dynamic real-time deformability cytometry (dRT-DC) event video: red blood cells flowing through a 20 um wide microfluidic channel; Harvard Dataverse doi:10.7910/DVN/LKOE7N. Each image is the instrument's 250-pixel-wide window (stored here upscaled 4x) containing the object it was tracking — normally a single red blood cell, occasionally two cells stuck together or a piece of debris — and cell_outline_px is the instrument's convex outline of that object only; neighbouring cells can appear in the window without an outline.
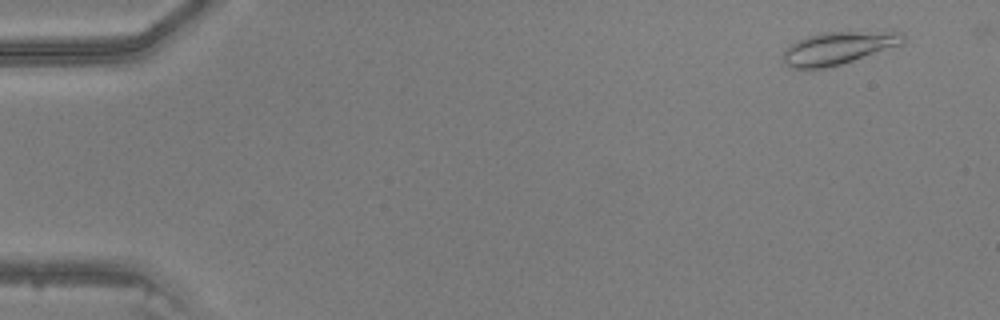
{"species": "common noctule bat (a hibernating species)", "species_latin": "Nyctalus noctula", "temperature_condition": "warm", "stored_images_in_passage": 48, "camera_frame_rate_fps": 3000, "um_per_image_px": 0.085, "animal": {"sex": "male", "body_mass_g": 20.5, "forearm_length_mm": 52.5}, "frame": {"image": 1, "passage_image": 4, "time_ms": 1.0, "image_size_px": [1000, 320], "cell_outline_px": [[908, 36], [900, 44], [828, 68], [792, 68], [784, 60], [784, 52], [796, 40], [808, 36], [824, 32], [904, 32]], "centroid_in_image_um": [71.25, 4.07], "position_along_channel_um": 13.7, "area_um2": 22.14}}
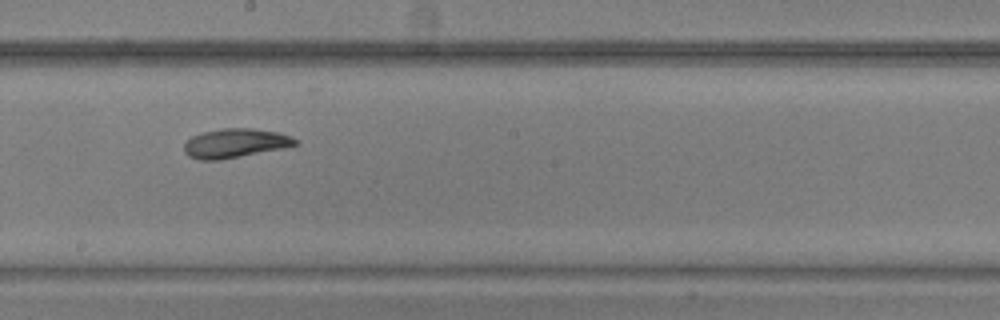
{"frame": {"image": 2, "passage_image": 28, "time_ms": 9.0, "image_size_px": [1000, 320], "cell_outline_px": [[300, 144], [284, 148], [220, 160], [200, 160], [188, 156], [184, 152], [184, 144], [192, 136], [204, 132], [220, 128], [252, 128], [280, 132], [296, 140]], "centroid_in_image_um": [19.99, 12.17], "position_along_channel_um": 228.2, "area_um2": 18.9}}
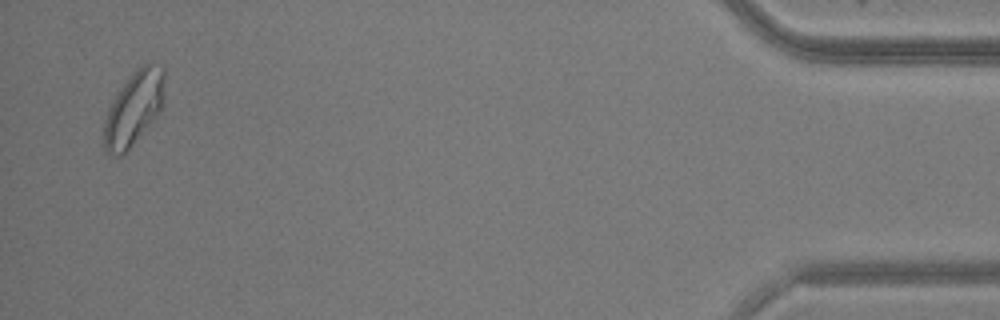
{"frame": {"image": 3, "passage_image": 47, "time_ms": 15.333, "image_size_px": [1000, 320], "cell_outline_px": [[164, 104], [160, 112], [132, 144], [120, 156], [108, 156], [104, 152], [104, 120], [108, 108], [120, 88], [132, 72], [140, 64], [152, 60], [164, 64]], "centroid_in_image_um": [11.4, 9.13], "position_along_channel_um": 423.8, "area_um2": 26.59}}